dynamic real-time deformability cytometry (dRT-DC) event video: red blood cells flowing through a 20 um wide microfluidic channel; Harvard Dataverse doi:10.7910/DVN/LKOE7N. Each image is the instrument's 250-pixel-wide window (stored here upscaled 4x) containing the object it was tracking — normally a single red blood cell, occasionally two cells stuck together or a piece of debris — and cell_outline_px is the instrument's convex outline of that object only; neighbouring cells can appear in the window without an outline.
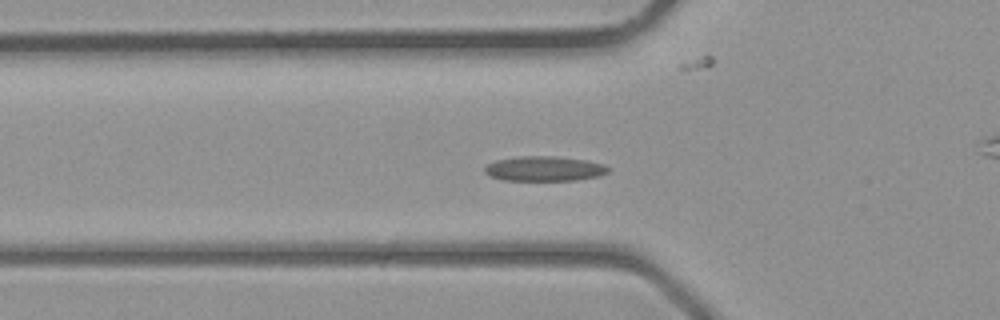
{"species": "common noctule bat (a hibernating species)", "species_latin": "Nyctalus noctula", "temperature_condition": "room temperature", "stored_images_in_passage": 39, "camera_frame_rate_fps": 3000, "um_per_image_px": 0.085, "animal": {"sex": "male", "body_mass_g": 23.1, "forearm_length_mm": 52.7}, "frame": {"image": 1, "passage_image": 12, "time_ms": 3.667, "image_size_px": [1000, 320], "cell_outline_px": [[608, 172], [600, 176], [576, 180], [504, 180], [492, 176], [484, 172], [484, 168], [488, 164], [496, 160], [516, 156], [556, 156], [588, 160], [604, 164], [608, 168]], "centroid_in_image_um": [46.29, 14.33], "position_along_channel_um": 79.5, "area_um2": 17.92}}
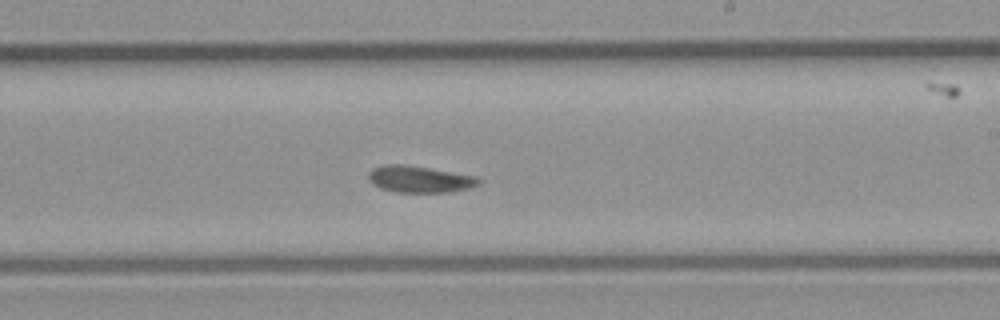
{"frame": {"image": 2, "passage_image": 22, "time_ms": 7.0, "image_size_px": [1000, 320], "cell_outline_px": [[480, 184], [472, 188], [452, 192], [396, 192], [380, 188], [372, 184], [368, 176], [368, 172], [372, 168], [384, 164], [404, 164], [476, 176], [480, 180]], "centroid_in_image_um": [35.66, 15.23], "position_along_channel_um": 253.3, "area_um2": 17.22}}
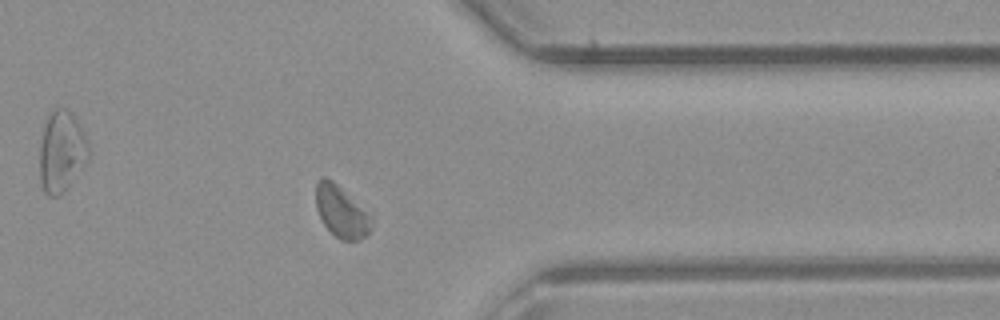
{"frame": {"image": 3, "passage_image": 30, "time_ms": 9.667, "image_size_px": [1000, 320], "cell_outline_px": [[372, 228], [360, 240], [340, 240], [324, 224], [316, 208], [316, 180], [324, 176], [332, 180], [364, 212], [372, 224]], "centroid_in_image_um": [28.93, 18.0], "position_along_channel_um": 382.5, "area_um2": 15.78}}